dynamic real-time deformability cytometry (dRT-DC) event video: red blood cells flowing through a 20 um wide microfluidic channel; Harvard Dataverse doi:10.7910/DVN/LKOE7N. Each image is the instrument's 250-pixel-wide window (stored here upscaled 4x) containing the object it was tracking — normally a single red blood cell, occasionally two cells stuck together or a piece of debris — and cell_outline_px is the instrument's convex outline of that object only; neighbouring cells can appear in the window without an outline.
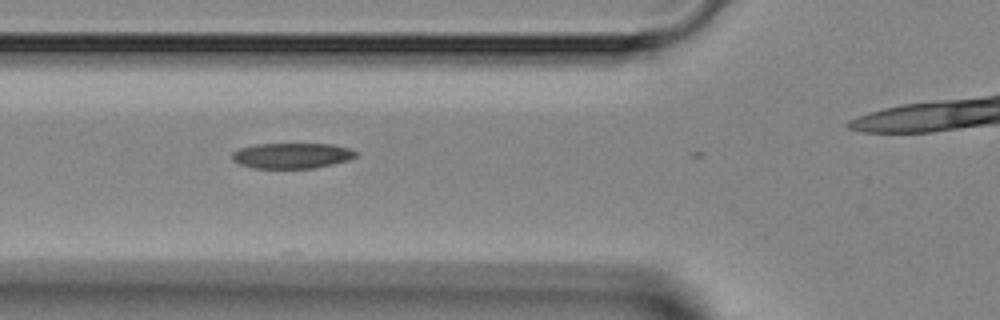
{"species": "Egyptian fruit bat (a non-hibernating species)", "species_latin": "Rousettus aegyptiacus", "temperature_condition": "room temperature", "stored_images_in_passage": 11, "camera_frame_rate_fps": 3000, "um_per_image_px": 0.085, "animal": {"sex": "female"}, "frame": {"image": 1, "passage_image": 4, "time_ms": 1.0, "image_size_px": [1000, 320], "cell_outline_px": [[360, 152], [356, 156], [348, 160], [316, 168], [252, 168], [240, 164], [232, 160], [232, 152], [240, 148], [256, 144], [332, 144], [348, 148]], "centroid_in_image_um": [24.82, 13.23], "position_along_channel_um": 101.0, "area_um2": 18.44}}
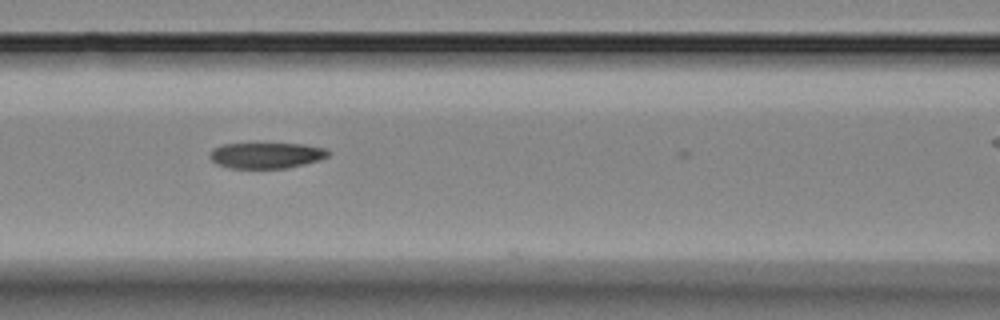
{"frame": {"image": 2, "passage_image": 7, "time_ms": 2.0, "image_size_px": [1000, 320], "cell_outline_px": [[332, 152], [328, 156], [320, 160], [288, 168], [232, 168], [216, 164], [208, 156], [212, 148], [220, 144], [304, 144], [324, 148]], "centroid_in_image_um": [22.63, 13.21], "position_along_channel_um": 144.0, "area_um2": 17.92}}
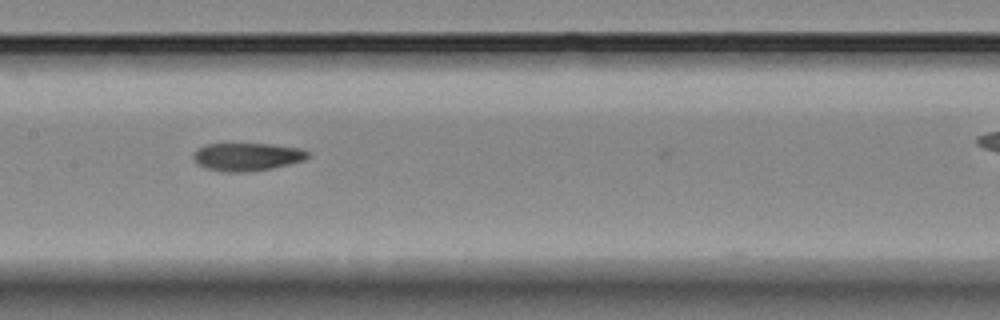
{"frame": {"image": 3, "passage_image": 10, "time_ms": 3.0, "image_size_px": [1000, 320], "cell_outline_px": [[308, 156], [304, 160], [272, 168], [248, 172], [220, 172], [204, 168], [196, 164], [192, 160], [192, 156], [196, 148], [204, 144], [272, 144], [300, 148], [308, 152]], "centroid_in_image_um": [20.91, 13.33], "position_along_channel_um": 186.5, "area_um2": 18.9}}